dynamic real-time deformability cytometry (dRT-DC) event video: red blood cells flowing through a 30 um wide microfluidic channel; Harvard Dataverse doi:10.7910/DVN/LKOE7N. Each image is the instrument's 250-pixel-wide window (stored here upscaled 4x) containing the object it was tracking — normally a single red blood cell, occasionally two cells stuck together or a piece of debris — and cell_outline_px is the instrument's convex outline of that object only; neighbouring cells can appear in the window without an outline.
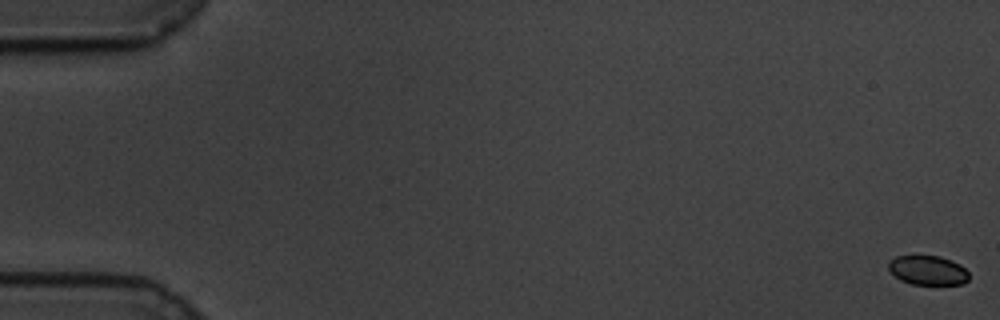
{"species": "common noctule bat (a hibernating species)", "species_latin": "Nyctalus noctula", "temperature_condition": "cold", "stored_images_in_passage": 62, "camera_frame_rate_fps": 3000, "um_per_image_px": 0.085, "animal": {"sex": "male", "body_mass_g": 19.5, "forearm_length_mm": 54.6}, "frame": {"image": 1, "passage_image": 1, "time_ms": 0.0, "image_size_px": [1000, 320], "cell_outline_px": [[968, 280], [964, 284], [912, 284], [900, 280], [888, 268], [888, 260], [896, 256], [940, 256], [960, 264], [968, 272]], "centroid_in_image_um": [78.86, 22.97], "position_along_channel_um": 6.1, "area_um2": 13.7}}
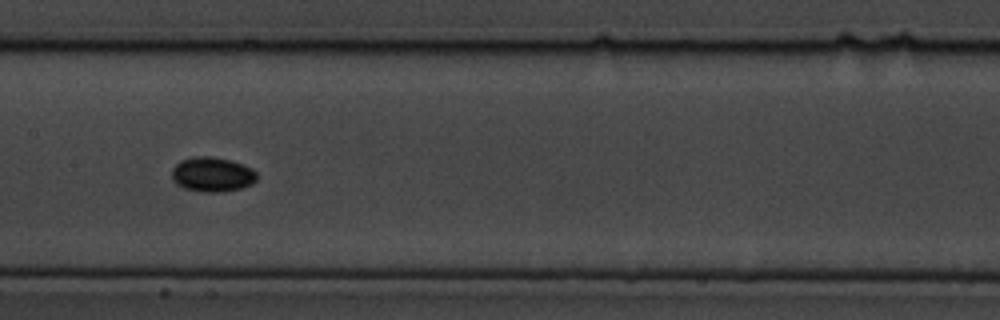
{"frame": {"image": 2, "passage_image": 31, "time_ms": 10.0, "image_size_px": [1000, 320], "cell_outline_px": [[256, 180], [252, 184], [240, 188], [220, 192], [204, 192], [184, 188], [176, 184], [172, 180], [172, 168], [180, 160], [192, 156], [212, 156], [244, 164], [252, 168], [256, 172]], "centroid_in_image_um": [18.02, 14.82], "position_along_channel_um": 189.4, "area_um2": 17.28}}
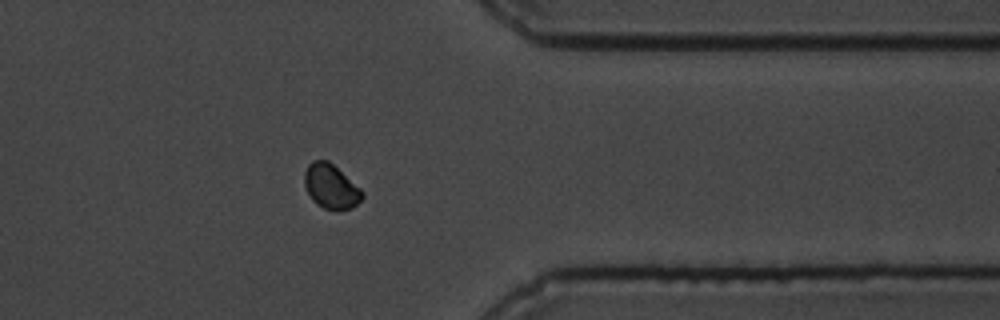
{"frame": {"image": 3, "passage_image": 49, "time_ms": 16.0, "image_size_px": [1000, 320], "cell_outline_px": [[364, 196], [352, 208], [324, 208], [316, 204], [312, 200], [304, 184], [304, 172], [308, 164], [312, 160], [328, 160], [360, 188], [364, 192]], "centroid_in_image_um": [28.1, 15.82], "position_along_channel_um": 383.3, "area_um2": 14.68}, "authors_computed_cell_mechanics": {"area_um2": 15.1725, "velocity_mm_per_s": 3.3906, "shape_relaxation_time_tau1_ms": 8.7019, "shape_relaxation_time_tau2_ms": null, "deformation_change_tau1": 0.1341, "deformation_change_tau2": null}}